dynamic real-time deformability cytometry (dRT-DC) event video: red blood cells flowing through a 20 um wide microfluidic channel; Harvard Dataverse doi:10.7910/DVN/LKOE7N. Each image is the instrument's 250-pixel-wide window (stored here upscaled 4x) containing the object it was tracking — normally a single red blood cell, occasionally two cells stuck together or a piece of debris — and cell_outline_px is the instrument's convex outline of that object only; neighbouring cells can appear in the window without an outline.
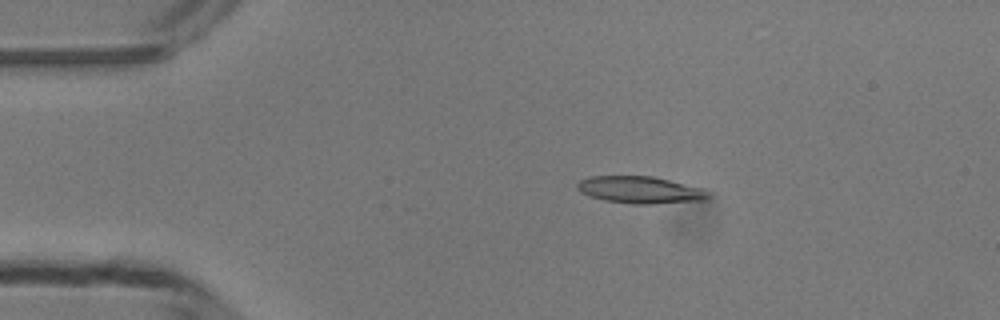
{"species": "common noctule bat (a hibernating species)", "species_latin": "Nyctalus noctula", "temperature_condition": "room temperature", "stored_images_in_passage": 48, "camera_frame_rate_fps": 3000, "um_per_image_px": 0.085, "animal": {"sex": "male", "body_mass_g": 13.3}, "frame": {"image": 1, "passage_image": 9, "time_ms": 2.667, "image_size_px": [1000, 320], "cell_outline_px": [[712, 196], [708, 200], [652, 204], [632, 204], [604, 200], [588, 196], [580, 192], [576, 188], [576, 184], [580, 180], [592, 176], [652, 176], [704, 188]], "centroid_in_image_um": [54.44, 16.15], "position_along_channel_um": 30.6, "area_um2": 20.92}}
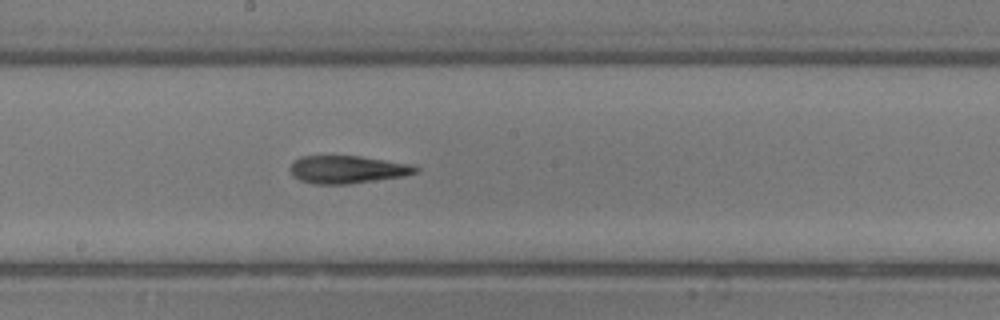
{"frame": {"image": 2, "passage_image": 26, "time_ms": 8.333, "image_size_px": [1000, 320], "cell_outline_px": [[420, 172], [404, 176], [348, 184], [312, 184], [300, 180], [292, 176], [288, 168], [300, 156], [360, 156], [412, 164], [420, 168]], "centroid_in_image_um": [29.54, 14.41], "position_along_channel_um": 218.7, "area_um2": 20.46}}
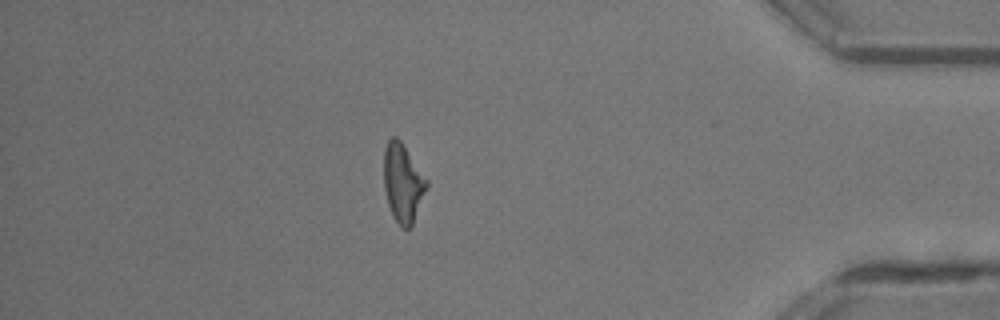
{"frame": {"image": 3, "passage_image": 42, "time_ms": 13.667, "image_size_px": [1000, 320], "cell_outline_px": [[428, 184], [412, 224], [408, 228], [400, 228], [392, 216], [388, 204], [384, 188], [384, 148], [388, 140], [392, 136], [396, 136], [400, 140], [428, 180]], "centroid_in_image_um": [34.22, 15.54], "position_along_channel_um": 401.0, "area_um2": 19.42}, "authors_computed_cell_mechanics": {"area_um2": 20.0855, "velocity_mm_per_s": 4.2121, "shape_relaxation_time_tau1_ms": 8.3165, "shape_relaxation_time_tau2_ms": 5.4841, "deformation_change_tau1": 0.2617, "deformation_change_tau2": 0.1963}}